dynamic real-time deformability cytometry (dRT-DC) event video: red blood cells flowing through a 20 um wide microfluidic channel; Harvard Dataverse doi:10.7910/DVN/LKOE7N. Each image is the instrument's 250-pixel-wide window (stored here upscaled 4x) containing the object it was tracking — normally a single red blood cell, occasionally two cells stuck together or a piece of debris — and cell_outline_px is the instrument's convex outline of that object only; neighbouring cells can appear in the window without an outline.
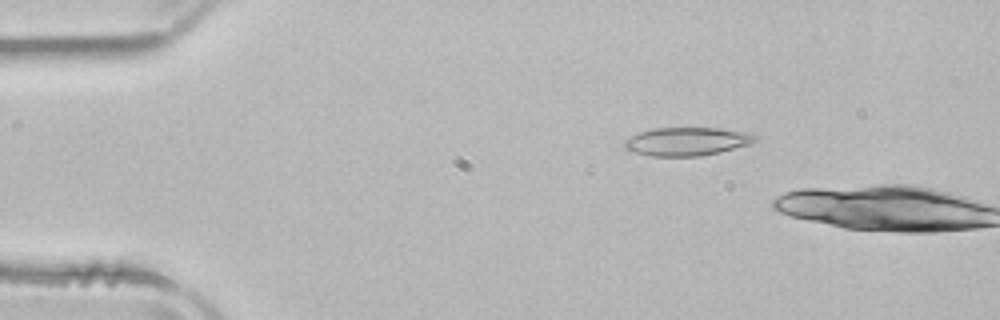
{"species": "common noctule bat (a hibernating species)", "species_latin": "Nyctalus noctula", "temperature_condition": "room temperature", "stored_images_in_passage": 3, "camera_frame_rate_fps": 3000, "um_per_image_px": 0.085, "animal": {"sex": "male", "body_mass_g": 21.5, "forearm_length_mm": 52.0}, "frame": {"image": 1, "passage_image": 1, "time_ms": 0.0, "image_size_px": [1000, 320], "cell_outline_px": [[760, 140], [748, 144], [720, 152], [700, 156], [652, 156], [632, 152], [624, 148], [624, 140], [640, 132], [652, 128], [720, 128], [748, 132], [760, 136]], "centroid_in_image_um": [58.42, 12.02], "position_along_channel_um": 26.6, "area_um2": 21.73}}